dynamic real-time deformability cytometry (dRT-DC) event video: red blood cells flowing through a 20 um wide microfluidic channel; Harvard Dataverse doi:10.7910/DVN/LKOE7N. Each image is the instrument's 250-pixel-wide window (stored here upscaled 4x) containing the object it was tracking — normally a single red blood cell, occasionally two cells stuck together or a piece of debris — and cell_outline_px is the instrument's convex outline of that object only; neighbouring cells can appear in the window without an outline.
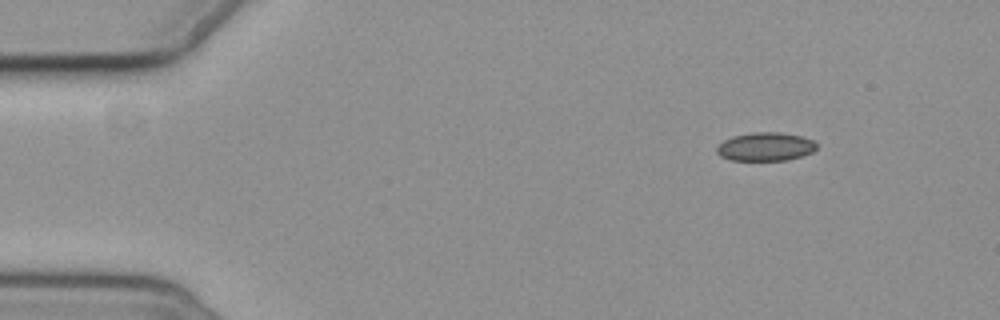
{"species": "common noctule bat (a hibernating species)", "species_latin": "Nyctalus noctula", "temperature_condition": "cold", "stored_images_in_passage": 4, "camera_frame_rate_fps": 3000, "um_per_image_px": 0.085, "animal": {"sex": "female", "body_mass_g": 19.3, "forearm_length_mm": 54.1}, "frame": {"image": 1, "passage_image": 1, "time_ms": 0.0, "image_size_px": [1000, 320], "cell_outline_px": [[816, 148], [812, 152], [788, 160], [732, 160], [720, 156], [716, 152], [716, 148], [724, 140], [732, 136], [752, 132], [780, 132], [800, 136], [812, 140], [816, 144]], "centroid_in_image_um": [65.04, 12.46], "position_along_channel_um": 20.0, "area_um2": 16.47}}
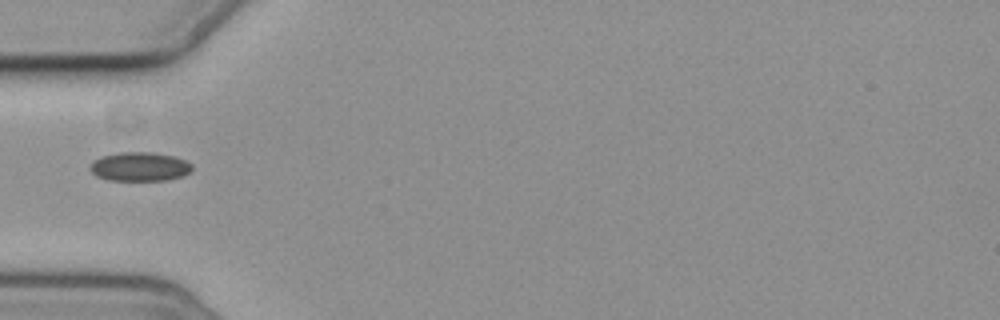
{"frame": {"image": 2, "passage_image": 4, "time_ms": 4.0, "image_size_px": [1000, 320], "cell_outline_px": [[192, 168], [184, 176], [168, 180], [108, 180], [96, 176], [88, 168], [92, 160], [100, 156], [120, 152], [152, 152], [176, 156], [192, 164]], "centroid_in_image_um": [11.85, 14.16], "position_along_channel_um": 73.2, "area_um2": 17.46}}